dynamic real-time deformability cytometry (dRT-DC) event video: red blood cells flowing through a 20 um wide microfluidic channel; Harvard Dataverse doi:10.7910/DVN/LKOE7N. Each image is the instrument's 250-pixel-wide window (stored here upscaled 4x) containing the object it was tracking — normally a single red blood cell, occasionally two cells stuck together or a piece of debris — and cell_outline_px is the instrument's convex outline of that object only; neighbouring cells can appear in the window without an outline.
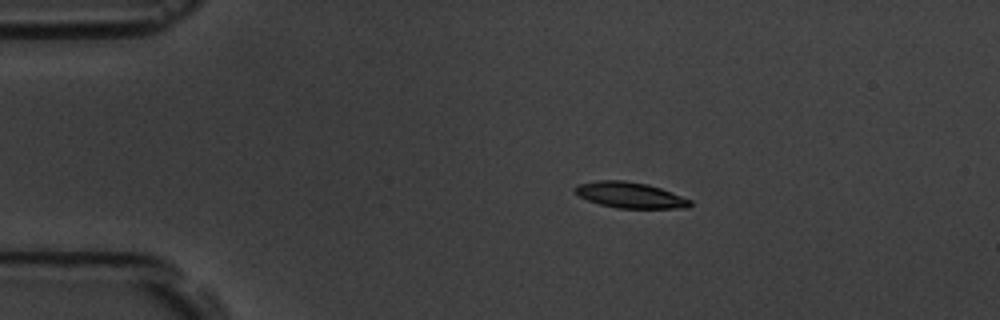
{"species": "common noctule bat (a hibernating species)", "species_latin": "Nyctalus noctula", "temperature_condition": "room temperature", "stored_images_in_passage": 8, "camera_frame_rate_fps": 3000, "um_per_image_px": 0.085, "animal": {"sex": "male", "body_mass_g": 19.5, "forearm_length_mm": 54.6}, "frame": {"image": 1, "passage_image": 3, "time_ms": 3.0, "image_size_px": [1000, 320], "cell_outline_px": [[692, 204], [688, 208], [616, 208], [600, 204], [588, 200], [572, 192], [572, 188], [576, 184], [596, 180], [624, 180], [648, 184], [660, 188], [692, 200]], "centroid_in_image_um": [53.51, 16.57], "position_along_channel_um": 31.5, "area_um2": 17.51}}
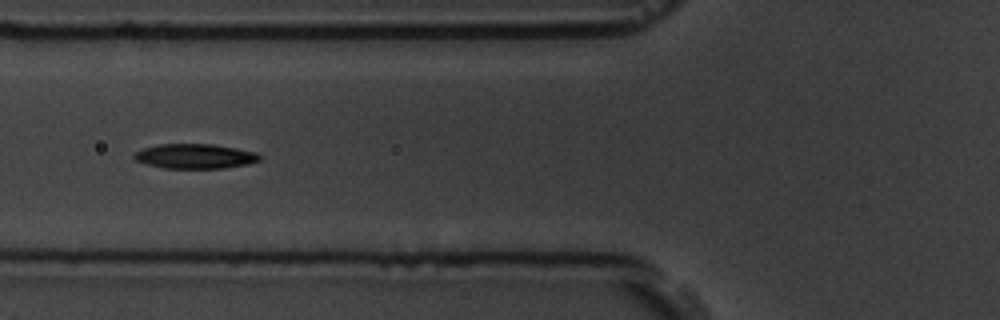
{"frame": {"image": 2, "passage_image": 6, "time_ms": 6.667, "image_size_px": [1000, 320], "cell_outline_px": [[260, 160], [248, 164], [220, 168], [164, 168], [148, 164], [136, 160], [132, 156], [136, 152], [144, 148], [160, 144], [212, 144], [236, 148], [256, 152], [260, 156]], "centroid_in_image_um": [16.58, 13.27], "position_along_channel_um": 109.2, "area_um2": 17.86}}
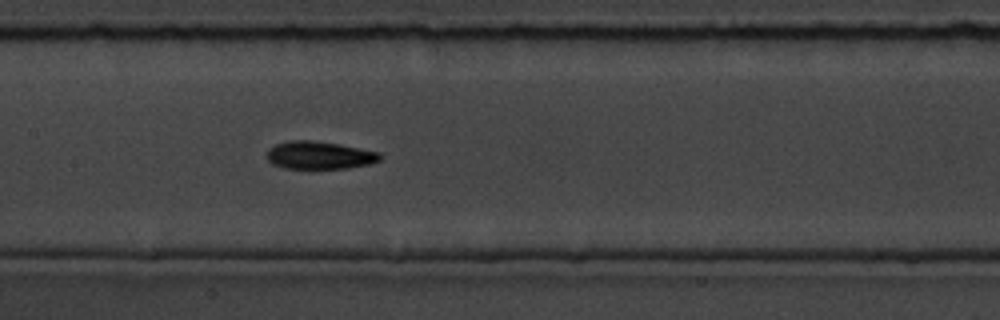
{"frame": {"image": 3, "passage_image": 8, "time_ms": 8.667, "image_size_px": [1000, 320], "cell_outline_px": [[384, 156], [380, 160], [368, 164], [348, 168], [284, 168], [272, 164], [268, 160], [268, 148], [276, 144], [288, 140], [312, 140], [340, 144], [380, 152]], "centroid_in_image_um": [27.17, 13.18], "position_along_channel_um": 180.2, "area_um2": 18.38}}